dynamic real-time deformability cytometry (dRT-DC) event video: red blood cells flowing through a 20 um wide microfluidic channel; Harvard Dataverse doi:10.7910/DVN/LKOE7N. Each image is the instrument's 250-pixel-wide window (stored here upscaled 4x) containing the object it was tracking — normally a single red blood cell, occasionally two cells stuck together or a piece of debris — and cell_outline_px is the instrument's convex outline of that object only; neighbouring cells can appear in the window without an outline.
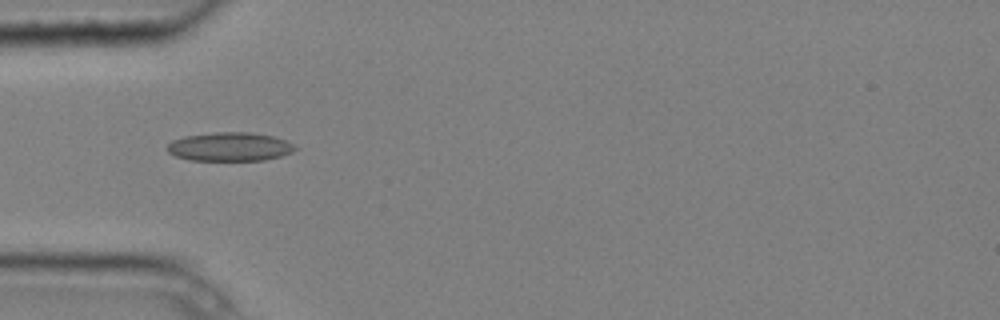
{"species": "common noctule bat (a hibernating species)", "species_latin": "Nyctalus noctula", "temperature_condition": "cold", "stored_images_in_passage": 6, "camera_frame_rate_fps": 3000, "um_per_image_px": 0.085, "animal": {"sex": "male", "body_mass_g": 20.4}, "frame": {"image": 1, "passage_image": 5, "time_ms": 1.333, "image_size_px": [1000, 320], "cell_outline_px": [[300, 148], [292, 152], [280, 156], [264, 160], [192, 160], [176, 156], [168, 152], [164, 148], [172, 140], [184, 136], [216, 132], [252, 132], [272, 136], [284, 140]], "centroid_in_image_um": [19.52, 12.47], "position_along_channel_um": 65.5, "area_um2": 21.44}}
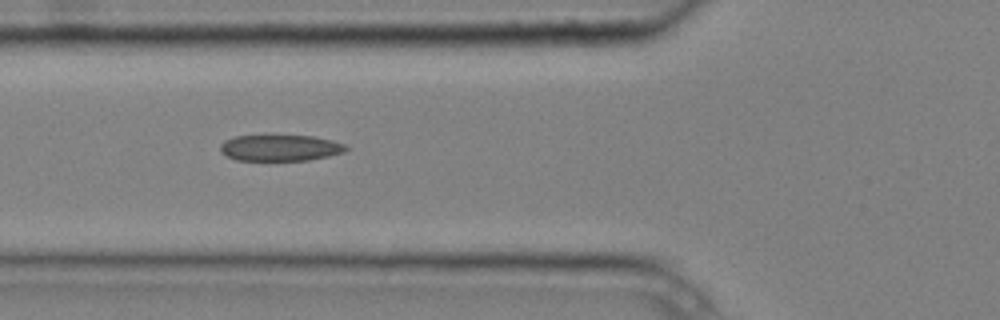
{"frame": {"image": 2, "passage_image": 6, "time_ms": 1.667, "image_size_px": [1000, 320], "cell_outline_px": [[348, 148], [344, 152], [328, 156], [308, 160], [236, 160], [220, 152], [220, 144], [224, 140], [236, 136], [264, 132], [312, 136], [332, 140], [344, 144]], "centroid_in_image_um": [23.76, 12.51], "position_along_channel_um": 102.0, "area_um2": 20.11}}